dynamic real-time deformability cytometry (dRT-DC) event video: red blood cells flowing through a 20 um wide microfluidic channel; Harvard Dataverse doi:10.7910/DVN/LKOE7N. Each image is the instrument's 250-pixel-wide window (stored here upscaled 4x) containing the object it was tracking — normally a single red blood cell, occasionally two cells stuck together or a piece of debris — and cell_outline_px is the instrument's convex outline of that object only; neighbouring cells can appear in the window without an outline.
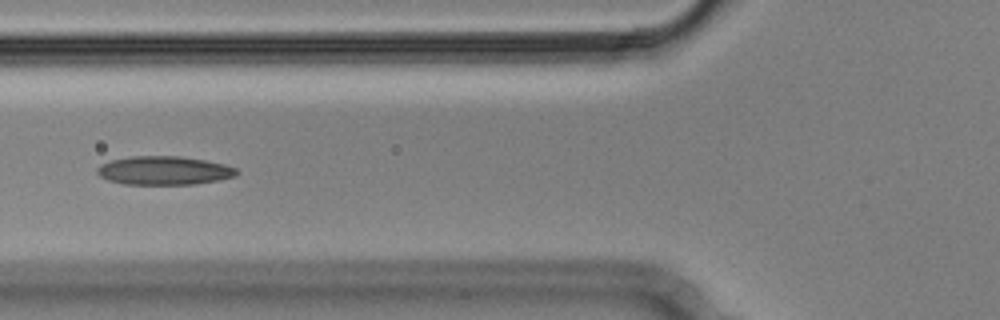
{"species": "Egyptian fruit bat (a non-hibernating species)", "species_latin": "Rousettus aegyptiacus", "temperature_condition": "cold", "stored_images_in_passage": 8, "camera_frame_rate_fps": 3000, "um_per_image_px": 0.085, "animal": {"sex": "male"}, "frame": {"image": 1, "passage_image": 5, "time_ms": 1.333, "image_size_px": [1000, 320], "cell_outline_px": [[240, 172], [236, 176], [220, 180], [192, 184], [124, 184], [108, 180], [100, 176], [96, 172], [96, 168], [100, 164], [112, 160], [132, 156], [180, 156], [204, 160], [224, 164], [236, 168]], "centroid_in_image_um": [13.95, 14.49], "position_along_channel_um": 111.8, "area_um2": 23.29}}
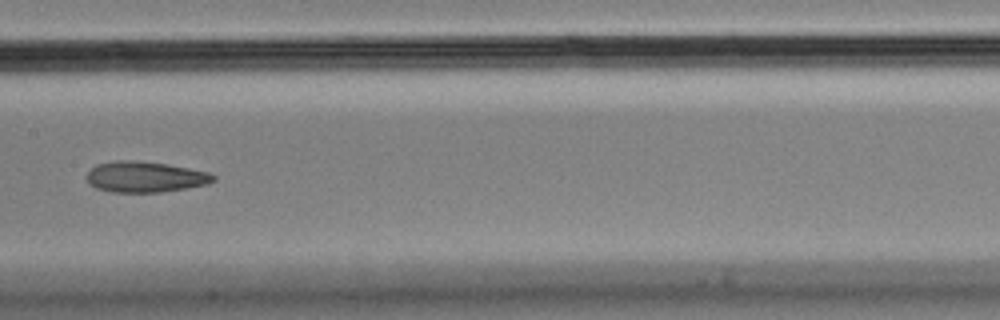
{"frame": {"image": 2, "passage_image": 7, "time_ms": 2.0, "image_size_px": [1000, 320], "cell_outline_px": [[216, 180], [208, 184], [160, 192], [112, 192], [96, 188], [88, 184], [84, 176], [96, 164], [116, 160], [128, 160], [164, 164], [188, 168], [208, 172], [216, 176]], "centroid_in_image_um": [12.29, 15.04], "position_along_channel_um": 195.1, "area_um2": 22.66}}
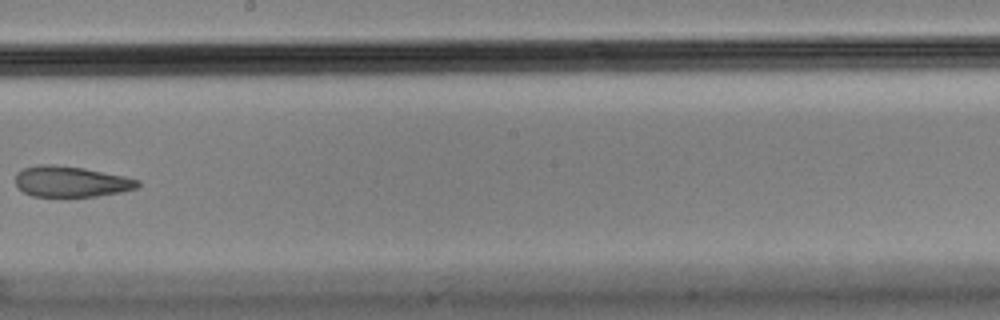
{"frame": {"image": 3, "passage_image": 8, "time_ms": 2.333, "image_size_px": [1000, 320], "cell_outline_px": [[140, 184], [136, 188], [120, 192], [96, 196], [32, 196], [24, 192], [16, 184], [16, 172], [24, 168], [36, 164], [52, 164], [84, 168], [124, 176], [140, 180]], "centroid_in_image_um": [6.02, 15.42], "position_along_channel_um": 242.2, "area_um2": 21.85}}